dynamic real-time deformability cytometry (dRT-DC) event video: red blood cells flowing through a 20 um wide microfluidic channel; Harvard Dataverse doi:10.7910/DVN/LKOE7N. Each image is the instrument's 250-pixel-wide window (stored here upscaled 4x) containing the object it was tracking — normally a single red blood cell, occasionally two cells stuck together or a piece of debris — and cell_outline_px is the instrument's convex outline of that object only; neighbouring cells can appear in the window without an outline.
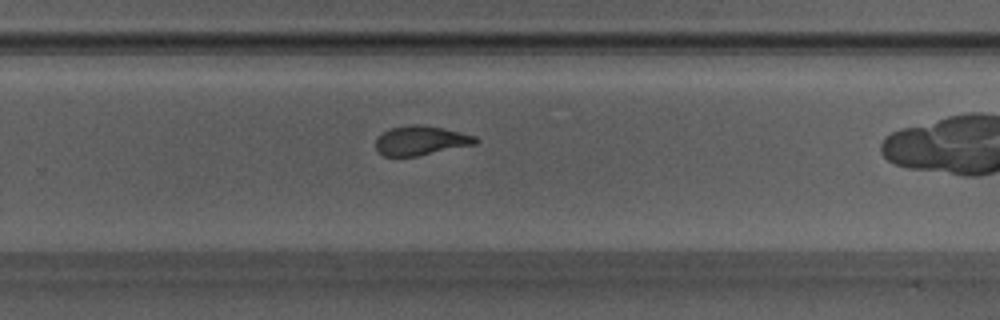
{"species": "Egyptian fruit bat (a non-hibernating species)", "species_latin": "Rousettus aegyptiacus", "temperature_condition": "warm", "stored_images_in_passage": 27, "camera_frame_rate_fps": 3000, "um_per_image_px": 0.085, "animal": {"sex": "male"}, "frame": {"image": 1, "passage_image": 20, "time_ms": 6.333, "image_size_px": [1000, 320], "cell_outline_px": [[480, 140], [476, 144], [416, 156], [384, 156], [376, 148], [376, 140], [388, 128], [412, 124], [420, 124], [444, 128], [476, 136]], "centroid_in_image_um": [35.8, 11.93], "position_along_channel_um": 294.0, "area_um2": 16.99}}